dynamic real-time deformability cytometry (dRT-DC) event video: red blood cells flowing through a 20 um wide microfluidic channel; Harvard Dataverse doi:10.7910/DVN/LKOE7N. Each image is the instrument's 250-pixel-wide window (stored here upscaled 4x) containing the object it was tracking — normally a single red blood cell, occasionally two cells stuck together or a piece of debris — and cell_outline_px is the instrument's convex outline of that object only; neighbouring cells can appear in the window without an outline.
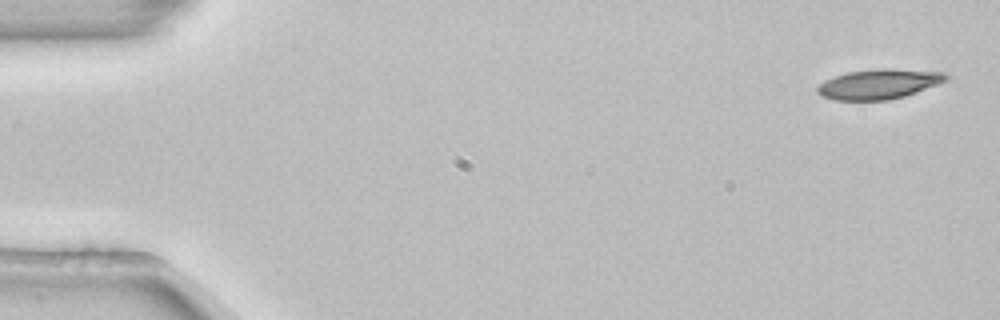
{"species": "common noctule bat (a hibernating species)", "species_latin": "Nyctalus noctula", "temperature_condition": "room temperature", "stored_images_in_passage": 5, "camera_frame_rate_fps": 3000, "um_per_image_px": 0.085, "animal": {"sex": "female", "body_mass_g": 22.7, "forearm_length_mm": 54.2}, "frame": {"image": 1, "passage_image": 1, "time_ms": 0.0, "image_size_px": [1000, 320], "cell_outline_px": [[948, 76], [944, 80], [936, 84], [916, 92], [904, 96], [888, 100], [836, 100], [820, 96], [816, 92], [816, 88], [824, 80], [848, 72], [884, 68], [888, 68], [944, 72]], "centroid_in_image_um": [74.65, 7.15], "position_along_channel_um": 10.4, "area_um2": 22.14}}
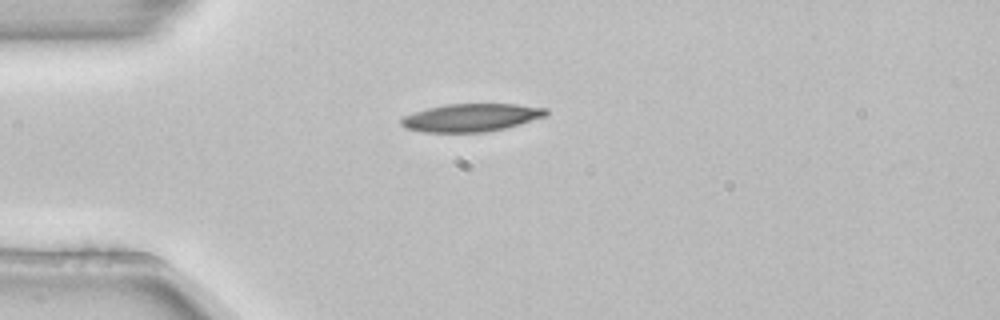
{"frame": {"image": 2, "passage_image": 4, "time_ms": 1.0, "image_size_px": [1000, 320], "cell_outline_px": [[548, 112], [544, 116], [520, 124], [488, 132], [424, 132], [404, 128], [400, 124], [400, 120], [404, 116], [428, 108], [444, 104], [516, 104], [548, 108]], "centroid_in_image_um": [40.04, 9.99], "position_along_channel_um": 45.0, "area_um2": 23.47}}
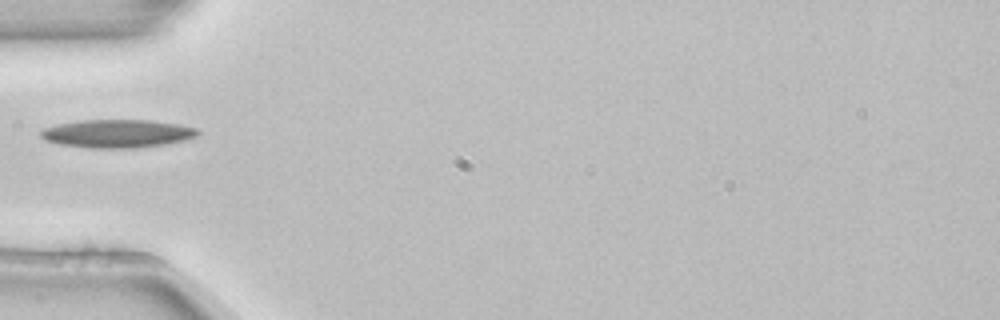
{"frame": {"image": 3, "passage_image": 5, "time_ms": 1.333, "image_size_px": [1000, 320], "cell_outline_px": [[200, 132], [196, 136], [184, 140], [164, 144], [136, 148], [88, 148], [60, 144], [44, 140], [40, 136], [40, 132], [44, 128], [56, 124], [80, 120], [152, 120], [180, 124], [200, 128]], "centroid_in_image_um": [9.98, 11.35], "position_along_channel_um": 75.0, "area_um2": 26.01}}